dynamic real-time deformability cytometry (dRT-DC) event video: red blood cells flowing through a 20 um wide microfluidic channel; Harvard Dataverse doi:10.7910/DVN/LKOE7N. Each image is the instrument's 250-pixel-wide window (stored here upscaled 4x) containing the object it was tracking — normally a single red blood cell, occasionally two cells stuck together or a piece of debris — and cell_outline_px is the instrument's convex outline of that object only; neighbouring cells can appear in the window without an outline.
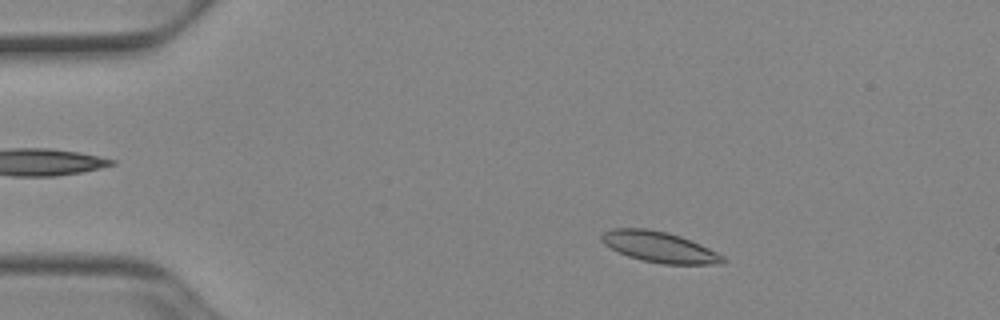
{"species": "Egyptian fruit bat (a non-hibernating species)", "species_latin": "Rousettus aegyptiacus", "temperature_condition": "cold", "stored_images_in_passage": 51, "camera_frame_rate_fps": 3000, "um_per_image_px": 0.085, "animal": {"sex": "female"}, "frame": {"image": 1, "passage_image": 8, "time_ms": 2.333, "image_size_px": [1000, 320], "cell_outline_px": [[724, 264], [664, 264], [640, 260], [628, 256], [604, 244], [600, 240], [600, 236], [604, 232], [612, 228], [644, 228], [668, 232], [680, 236], [700, 244], [724, 256]], "centroid_in_image_um": [56.03, 20.99], "position_along_channel_um": 29.0, "area_um2": 21.62}}
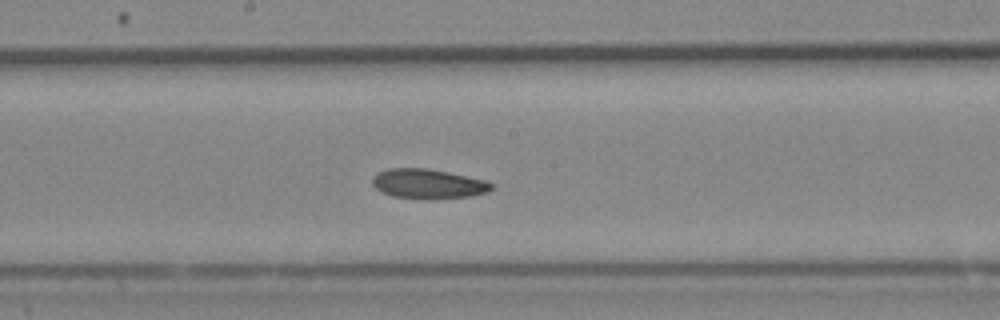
{"frame": {"image": 2, "passage_image": 27, "time_ms": 8.667, "image_size_px": [1000, 320], "cell_outline_px": [[492, 188], [488, 192], [468, 196], [432, 200], [392, 196], [380, 192], [372, 184], [372, 176], [376, 172], [388, 168], [428, 168], [488, 180], [492, 184]], "centroid_in_image_um": [36.36, 15.62], "position_along_channel_um": 211.8, "area_um2": 20.92}}
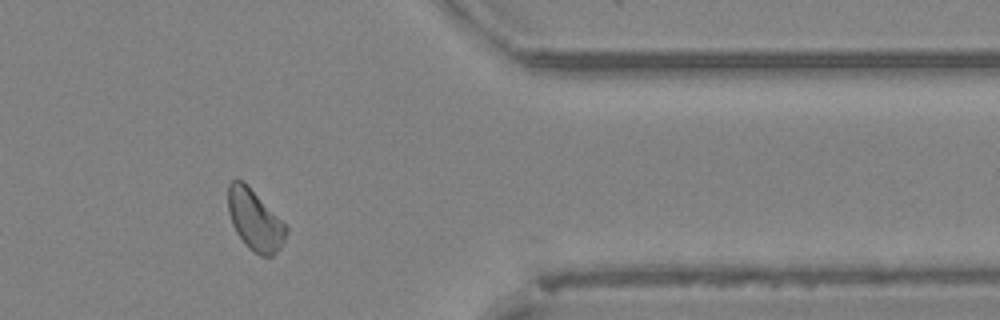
{"frame": {"image": 3, "passage_image": 42, "time_ms": 13.667, "image_size_px": [1000, 320], "cell_outline_px": [[288, 232], [280, 248], [272, 256], [260, 256], [252, 252], [244, 244], [236, 232], [232, 224], [228, 212], [228, 184], [232, 180], [244, 180], [288, 228]], "centroid_in_image_um": [21.64, 18.72], "position_along_channel_um": 389.8, "area_um2": 20.58}}